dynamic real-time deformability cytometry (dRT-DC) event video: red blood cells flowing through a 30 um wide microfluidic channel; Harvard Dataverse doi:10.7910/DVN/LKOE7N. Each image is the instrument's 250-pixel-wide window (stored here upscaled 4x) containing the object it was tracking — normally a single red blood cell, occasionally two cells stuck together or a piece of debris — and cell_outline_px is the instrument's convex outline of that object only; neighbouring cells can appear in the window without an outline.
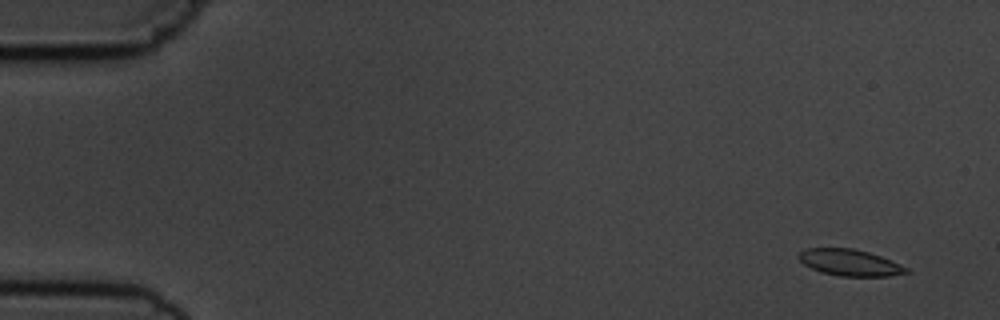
{"species": "common noctule bat (a hibernating species)", "species_latin": "Nyctalus noctula", "temperature_condition": "cold", "stored_images_in_passage": 5, "camera_frame_rate_fps": 3000, "um_per_image_px": 0.085, "animal": {"sex": "male", "body_mass_g": 19.5, "forearm_length_mm": 54.6}, "frame": {"image": 1, "passage_image": 2, "time_ms": 1.0, "image_size_px": [1000, 320], "cell_outline_px": [[908, 272], [888, 276], [840, 276], [820, 272], [804, 264], [796, 256], [804, 248], [852, 248], [868, 252], [880, 256], [900, 264], [908, 268]], "centroid_in_image_um": [72.19, 22.31], "position_along_channel_um": 12.8, "area_um2": 16.47}}
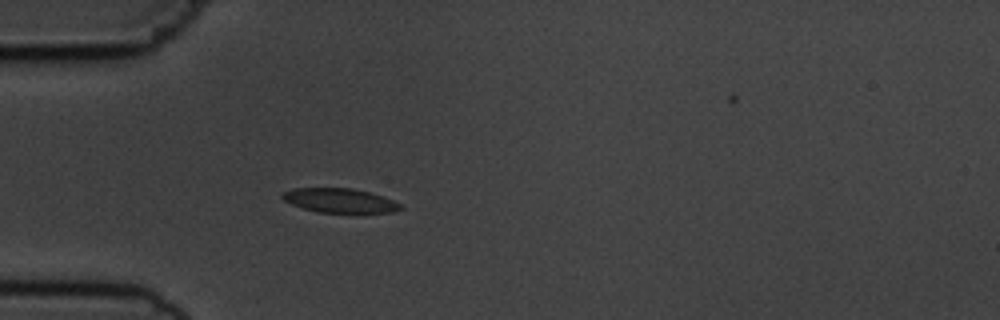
{"frame": {"image": 2, "passage_image": 5, "time_ms": 5.333, "image_size_px": [1000, 320], "cell_outline_px": [[404, 208], [392, 212], [316, 212], [292, 204], [284, 200], [280, 196], [284, 192], [292, 188], [352, 188], [368, 192], [392, 200], [400, 204]], "centroid_in_image_um": [28.84, 17.04], "position_along_channel_um": 56.2, "area_um2": 16.42}}